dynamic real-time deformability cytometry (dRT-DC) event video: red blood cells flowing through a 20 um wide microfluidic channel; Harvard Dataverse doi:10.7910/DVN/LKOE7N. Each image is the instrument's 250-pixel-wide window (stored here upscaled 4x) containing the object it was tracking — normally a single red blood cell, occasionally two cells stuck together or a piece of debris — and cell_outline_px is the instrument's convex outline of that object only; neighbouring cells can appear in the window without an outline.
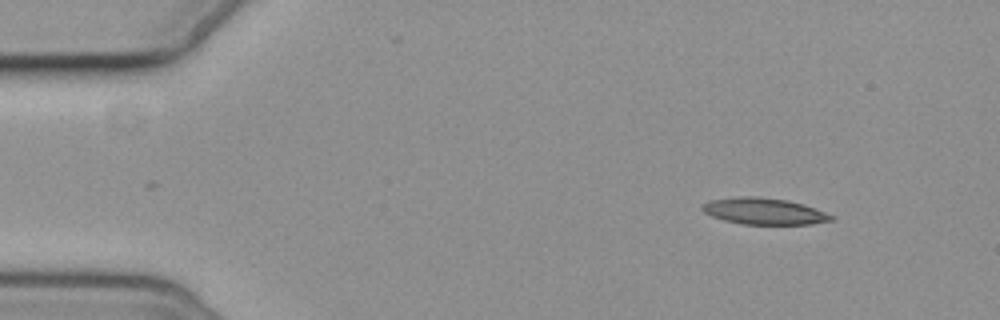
{"species": "common noctule bat (a hibernating species)", "species_latin": "Nyctalus noctula", "temperature_condition": "cold", "stored_images_in_passage": 3, "camera_frame_rate_fps": 3000, "um_per_image_px": 0.085, "animal": {"sex": "female", "body_mass_g": 19.3, "forearm_length_mm": 54.1}, "frame": {"image": 1, "passage_image": 1, "time_ms": 0.0, "image_size_px": [1000, 320], "cell_outline_px": [[836, 216], [832, 220], [812, 224], [740, 224], [724, 220], [712, 216], [704, 212], [700, 208], [708, 200], [744, 196], [756, 196], [788, 200], [804, 204]], "centroid_in_image_um": [64.95, 17.95], "position_along_channel_um": 20.0, "area_um2": 19.94}}